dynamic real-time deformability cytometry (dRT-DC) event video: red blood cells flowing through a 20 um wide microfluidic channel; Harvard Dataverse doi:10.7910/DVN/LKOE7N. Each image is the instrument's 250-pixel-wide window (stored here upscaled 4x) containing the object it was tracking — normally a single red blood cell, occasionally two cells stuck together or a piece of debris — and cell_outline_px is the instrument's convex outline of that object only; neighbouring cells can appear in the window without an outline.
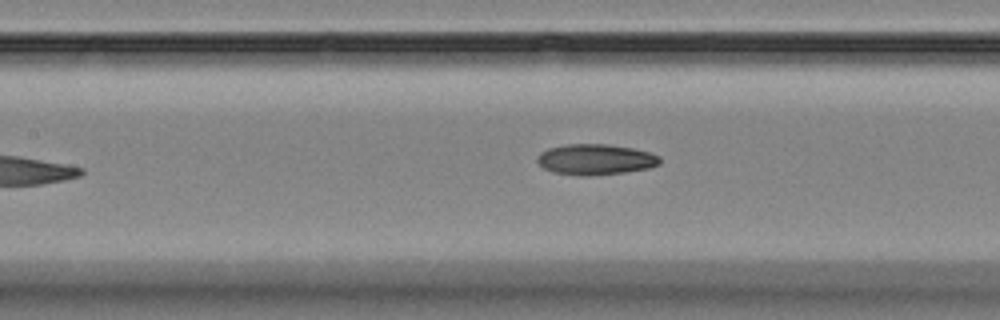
{"species": "Egyptian fruit bat (a non-hibernating species)", "species_latin": "Rousettus aegyptiacus", "temperature_condition": "room temperature", "stored_images_in_passage": 5, "camera_frame_rate_fps": 3000, "um_per_image_px": 0.085, "animal": {"sex": "female"}, "frame": {"image": 1, "passage_image": 5, "time_ms": 5.0, "image_size_px": [1000, 320], "cell_outline_px": [[660, 164], [648, 168], [624, 172], [588, 176], [580, 176], [552, 172], [544, 168], [536, 160], [540, 152], [548, 148], [568, 144], [608, 144], [632, 148], [648, 152], [660, 156]], "centroid_in_image_um": [50.6, 13.55], "position_along_channel_um": 156.8, "area_um2": 21.91}}